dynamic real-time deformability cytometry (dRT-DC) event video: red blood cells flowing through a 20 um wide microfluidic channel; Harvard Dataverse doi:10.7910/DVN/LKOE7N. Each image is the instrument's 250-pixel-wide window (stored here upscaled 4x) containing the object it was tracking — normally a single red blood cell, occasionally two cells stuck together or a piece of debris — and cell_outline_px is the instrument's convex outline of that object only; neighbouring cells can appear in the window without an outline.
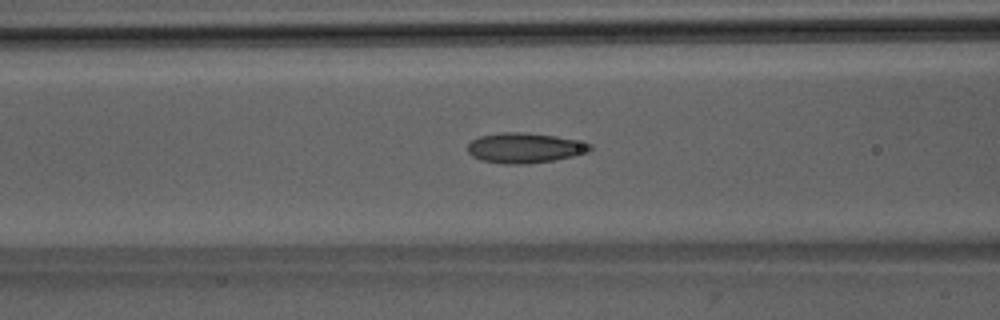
{"species": "Egyptian fruit bat (a non-hibernating species)", "species_latin": "Rousettus aegyptiacus", "temperature_condition": "room temperature", "stored_images_in_passage": 37, "camera_frame_rate_fps": 3000, "um_per_image_px": 0.085, "animal": {"sex": "male"}, "frame": {"image": 1, "passage_image": 10, "time_ms": 3.0, "image_size_px": [1000, 320], "cell_outline_px": [[592, 148], [588, 152], [572, 156], [552, 160], [528, 164], [500, 164], [480, 160], [472, 156], [468, 152], [468, 144], [472, 140], [480, 136], [500, 132], [524, 132], [556, 136], [576, 140], [592, 144]], "centroid_in_image_um": [44.57, 12.57], "position_along_channel_um": 122.0, "area_um2": 21.56}}
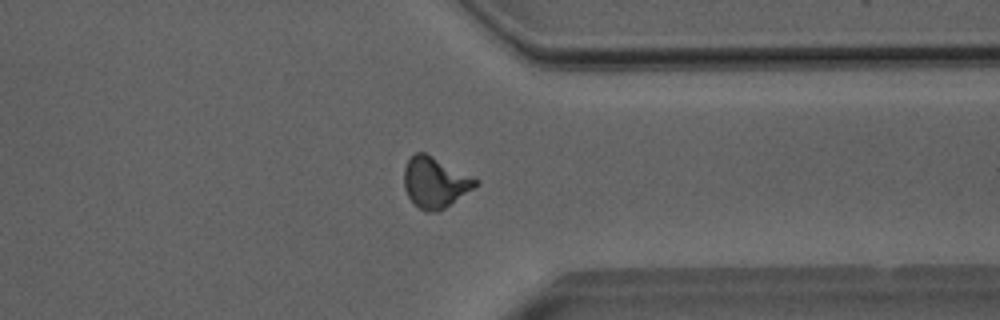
{"frame": {"image": 2, "passage_image": 29, "time_ms": 9.333, "image_size_px": [1000, 320], "cell_outline_px": [[480, 184], [444, 208], [436, 212], [424, 212], [408, 196], [404, 188], [404, 168], [408, 160], [416, 152], [424, 152], [480, 180]], "centroid_in_image_um": [36.98, 15.51], "position_along_channel_um": 374.4, "area_um2": 20.92}}
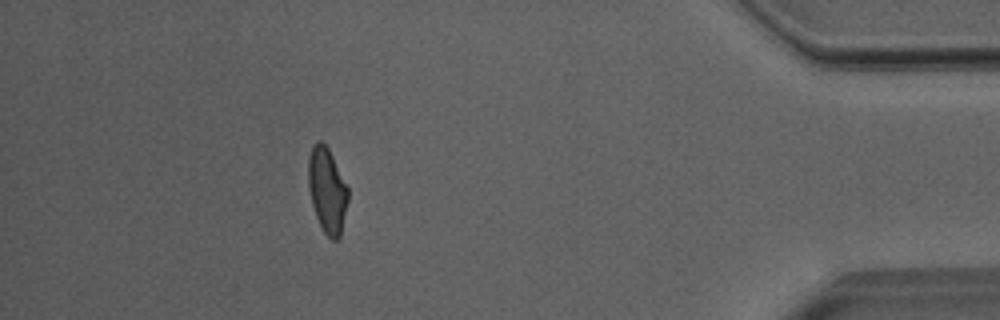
{"frame": {"image": 3, "passage_image": 35, "time_ms": 11.333, "image_size_px": [1000, 320], "cell_outline_px": [[348, 200], [340, 236], [336, 240], [332, 240], [324, 232], [316, 216], [312, 204], [308, 188], [308, 156], [312, 144], [316, 140], [320, 140], [328, 148], [348, 188]], "centroid_in_image_um": [27.78, 16.14], "position_along_channel_um": 407.4, "area_um2": 19.65}}